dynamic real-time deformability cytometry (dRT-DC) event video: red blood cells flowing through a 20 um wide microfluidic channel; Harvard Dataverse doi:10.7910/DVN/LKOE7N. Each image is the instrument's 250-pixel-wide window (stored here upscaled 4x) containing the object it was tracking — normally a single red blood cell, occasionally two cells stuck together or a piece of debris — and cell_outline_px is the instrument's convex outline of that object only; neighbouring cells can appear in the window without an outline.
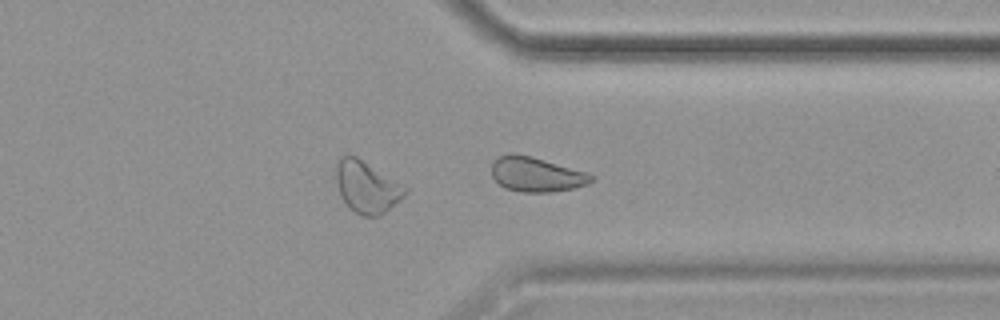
{"species": "common noctule bat (a hibernating species)", "species_latin": "Nyctalus noctula", "temperature_condition": "cold", "stored_images_in_passage": 29, "camera_frame_rate_fps": 3000, "um_per_image_px": 0.085, "animal": {"sex": "female", "body_mass_g": 19.9}, "frame": {"image": 1, "passage_image": 29, "time_ms": 9.333, "image_size_px": [1000, 320], "cell_outline_px": [[596, 180], [588, 184], [572, 188], [552, 192], [524, 192], [504, 188], [492, 176], [492, 160], [500, 156], [512, 152], [532, 156], [584, 172], [596, 176]], "centroid_in_image_um": [45.58, 14.82], "position_along_channel_um": 365.8, "area_um2": 20.11}}